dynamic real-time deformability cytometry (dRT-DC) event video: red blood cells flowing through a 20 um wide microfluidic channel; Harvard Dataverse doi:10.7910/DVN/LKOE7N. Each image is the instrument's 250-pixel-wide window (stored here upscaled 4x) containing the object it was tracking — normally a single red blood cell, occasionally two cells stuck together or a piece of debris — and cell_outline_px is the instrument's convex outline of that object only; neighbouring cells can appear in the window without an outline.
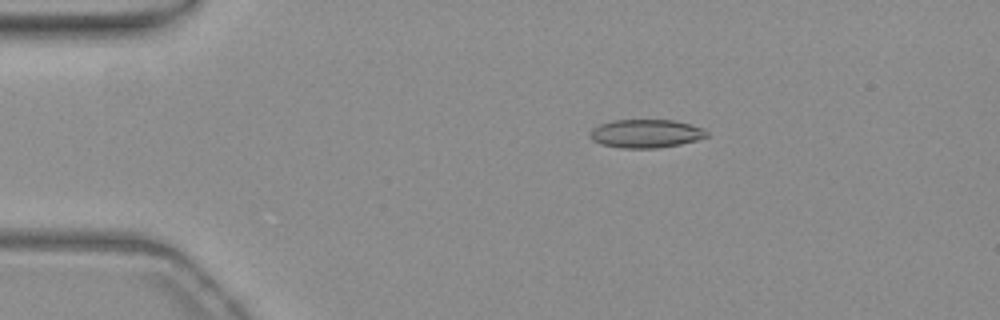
{"species": "common noctule bat (a hibernating species)", "species_latin": "Nyctalus noctula", "temperature_condition": "warm", "stored_images_in_passage": 48, "camera_frame_rate_fps": 3000, "um_per_image_px": 0.085, "animal": {"sex": "female", "body_mass_g": 19.3, "forearm_length_mm": 54.1}, "frame": {"image": 1, "passage_image": 4, "time_ms": 1.0, "image_size_px": [1000, 320], "cell_outline_px": [[708, 136], [696, 140], [680, 144], [656, 148], [620, 148], [600, 144], [592, 140], [588, 136], [592, 128], [600, 124], [612, 120], [672, 120], [692, 124], [704, 128], [708, 132]], "centroid_in_image_um": [54.88, 11.35], "position_along_channel_um": 30.1, "area_um2": 19.48}}
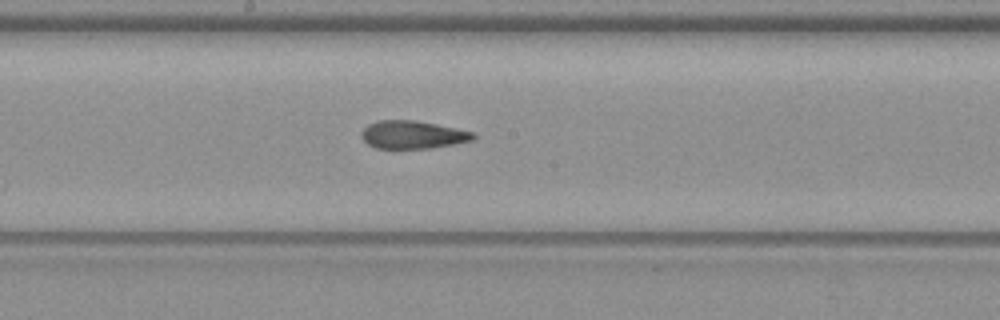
{"frame": {"image": 2, "passage_image": 23, "time_ms": 7.333, "image_size_px": [1000, 320], "cell_outline_px": [[476, 136], [472, 140], [456, 144], [432, 148], [376, 148], [368, 144], [360, 136], [360, 132], [368, 124], [376, 120], [416, 120], [476, 132]], "centroid_in_image_um": [35.08, 11.44], "position_along_channel_um": 213.1, "area_um2": 18.38}}
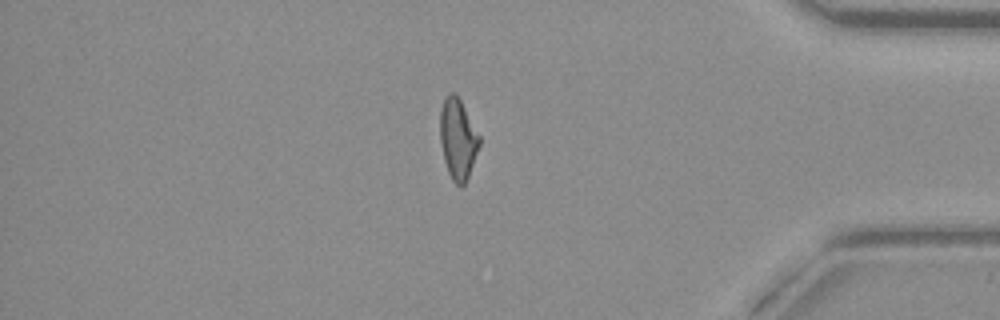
{"frame": {"image": 3, "passage_image": 40, "time_ms": 13.0, "image_size_px": [1000, 320], "cell_outline_px": [[480, 144], [468, 176], [464, 184], [460, 188], [452, 180], [448, 172], [444, 160], [440, 140], [440, 108], [444, 96], [448, 92], [452, 92], [460, 100], [480, 136]], "centroid_in_image_um": [38.9, 11.8], "position_along_channel_um": 396.3, "area_um2": 18.38}, "authors_computed_cell_mechanics": {"area_um2": 18.8139, "velocity_mm_per_s": 3.8003, "shape_relaxation_time_tau1_ms": null, "shape_relaxation_time_tau2_ms": 2.8553, "deformation_change_tau1": null, "deformation_change_tau2": 0.1243}}